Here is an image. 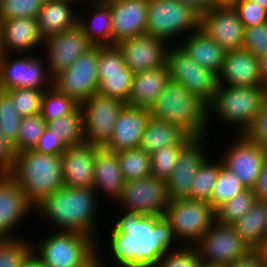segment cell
Instances as JSON below:
<instances>
[{
    "mask_svg": "<svg viewBox=\"0 0 267 267\" xmlns=\"http://www.w3.org/2000/svg\"><path fill=\"white\" fill-rule=\"evenodd\" d=\"M116 218L109 238L114 267H156L161 257L179 248L173 228L164 216H142L123 211ZM176 247V248H173Z\"/></svg>",
    "mask_w": 267,
    "mask_h": 267,
    "instance_id": "cell-1",
    "label": "cell"
},
{
    "mask_svg": "<svg viewBox=\"0 0 267 267\" xmlns=\"http://www.w3.org/2000/svg\"><path fill=\"white\" fill-rule=\"evenodd\" d=\"M98 198L92 188L63 185L34 207L37 215L47 219L57 231L83 233L93 238L98 245L102 234L98 227ZM51 221V222H50ZM99 231V232H98ZM100 233V234H98Z\"/></svg>",
    "mask_w": 267,
    "mask_h": 267,
    "instance_id": "cell-2",
    "label": "cell"
},
{
    "mask_svg": "<svg viewBox=\"0 0 267 267\" xmlns=\"http://www.w3.org/2000/svg\"><path fill=\"white\" fill-rule=\"evenodd\" d=\"M8 174L21 187L33 207L64 185L61 155L24 150L16 153Z\"/></svg>",
    "mask_w": 267,
    "mask_h": 267,
    "instance_id": "cell-3",
    "label": "cell"
},
{
    "mask_svg": "<svg viewBox=\"0 0 267 267\" xmlns=\"http://www.w3.org/2000/svg\"><path fill=\"white\" fill-rule=\"evenodd\" d=\"M149 110L152 118L178 125L193 138L207 136L208 104L177 81L167 82Z\"/></svg>",
    "mask_w": 267,
    "mask_h": 267,
    "instance_id": "cell-4",
    "label": "cell"
},
{
    "mask_svg": "<svg viewBox=\"0 0 267 267\" xmlns=\"http://www.w3.org/2000/svg\"><path fill=\"white\" fill-rule=\"evenodd\" d=\"M266 93L265 86L218 85L213 100L208 104V119L213 118L211 114L215 113L225 124L239 127L237 133L242 135L261 111Z\"/></svg>",
    "mask_w": 267,
    "mask_h": 267,
    "instance_id": "cell-5",
    "label": "cell"
},
{
    "mask_svg": "<svg viewBox=\"0 0 267 267\" xmlns=\"http://www.w3.org/2000/svg\"><path fill=\"white\" fill-rule=\"evenodd\" d=\"M53 232L40 243L32 241V254L43 267H87L96 259L93 238L83 233Z\"/></svg>",
    "mask_w": 267,
    "mask_h": 267,
    "instance_id": "cell-6",
    "label": "cell"
},
{
    "mask_svg": "<svg viewBox=\"0 0 267 267\" xmlns=\"http://www.w3.org/2000/svg\"><path fill=\"white\" fill-rule=\"evenodd\" d=\"M199 23L200 15L181 0H149L146 28L148 35L173 45L175 38H181L182 34L181 39L185 38L199 28Z\"/></svg>",
    "mask_w": 267,
    "mask_h": 267,
    "instance_id": "cell-7",
    "label": "cell"
},
{
    "mask_svg": "<svg viewBox=\"0 0 267 267\" xmlns=\"http://www.w3.org/2000/svg\"><path fill=\"white\" fill-rule=\"evenodd\" d=\"M163 216L175 238L183 246H193L215 221V210L205 201L179 199L169 202Z\"/></svg>",
    "mask_w": 267,
    "mask_h": 267,
    "instance_id": "cell-8",
    "label": "cell"
},
{
    "mask_svg": "<svg viewBox=\"0 0 267 267\" xmlns=\"http://www.w3.org/2000/svg\"><path fill=\"white\" fill-rule=\"evenodd\" d=\"M193 247L198 252L201 262L226 267L252 250L233 225L217 221L213 222Z\"/></svg>",
    "mask_w": 267,
    "mask_h": 267,
    "instance_id": "cell-9",
    "label": "cell"
},
{
    "mask_svg": "<svg viewBox=\"0 0 267 267\" xmlns=\"http://www.w3.org/2000/svg\"><path fill=\"white\" fill-rule=\"evenodd\" d=\"M99 46H93L72 65L53 77V87L81 105L97 93Z\"/></svg>",
    "mask_w": 267,
    "mask_h": 267,
    "instance_id": "cell-10",
    "label": "cell"
},
{
    "mask_svg": "<svg viewBox=\"0 0 267 267\" xmlns=\"http://www.w3.org/2000/svg\"><path fill=\"white\" fill-rule=\"evenodd\" d=\"M18 55L0 56V82L4 91L14 88L47 90L53 87V77L41 57L30 53L27 56Z\"/></svg>",
    "mask_w": 267,
    "mask_h": 267,
    "instance_id": "cell-11",
    "label": "cell"
},
{
    "mask_svg": "<svg viewBox=\"0 0 267 267\" xmlns=\"http://www.w3.org/2000/svg\"><path fill=\"white\" fill-rule=\"evenodd\" d=\"M170 79L186 87L205 103L213 100L217 90V74L198 65L179 45H171L167 54Z\"/></svg>",
    "mask_w": 267,
    "mask_h": 267,
    "instance_id": "cell-12",
    "label": "cell"
},
{
    "mask_svg": "<svg viewBox=\"0 0 267 267\" xmlns=\"http://www.w3.org/2000/svg\"><path fill=\"white\" fill-rule=\"evenodd\" d=\"M126 103L116 98L93 94L81 105L84 141L104 148L110 141L118 114Z\"/></svg>",
    "mask_w": 267,
    "mask_h": 267,
    "instance_id": "cell-13",
    "label": "cell"
},
{
    "mask_svg": "<svg viewBox=\"0 0 267 267\" xmlns=\"http://www.w3.org/2000/svg\"><path fill=\"white\" fill-rule=\"evenodd\" d=\"M127 212L142 216H163L169 205L167 181L149 176L133 181H126L120 197L116 200Z\"/></svg>",
    "mask_w": 267,
    "mask_h": 267,
    "instance_id": "cell-14",
    "label": "cell"
},
{
    "mask_svg": "<svg viewBox=\"0 0 267 267\" xmlns=\"http://www.w3.org/2000/svg\"><path fill=\"white\" fill-rule=\"evenodd\" d=\"M97 92L126 103L133 83L134 72L124 62L120 49L114 46H99Z\"/></svg>",
    "mask_w": 267,
    "mask_h": 267,
    "instance_id": "cell-15",
    "label": "cell"
},
{
    "mask_svg": "<svg viewBox=\"0 0 267 267\" xmlns=\"http://www.w3.org/2000/svg\"><path fill=\"white\" fill-rule=\"evenodd\" d=\"M237 137L220 158L223 166L237 175L246 188L253 189L267 157V149L250 141L244 134Z\"/></svg>",
    "mask_w": 267,
    "mask_h": 267,
    "instance_id": "cell-16",
    "label": "cell"
},
{
    "mask_svg": "<svg viewBox=\"0 0 267 267\" xmlns=\"http://www.w3.org/2000/svg\"><path fill=\"white\" fill-rule=\"evenodd\" d=\"M206 138L207 136L193 138L180 151L175 164V169L166 180L169 201L191 199V184L193 178L197 174L202 162L209 157L205 150V142H207Z\"/></svg>",
    "mask_w": 267,
    "mask_h": 267,
    "instance_id": "cell-17",
    "label": "cell"
},
{
    "mask_svg": "<svg viewBox=\"0 0 267 267\" xmlns=\"http://www.w3.org/2000/svg\"><path fill=\"white\" fill-rule=\"evenodd\" d=\"M43 45L52 77L68 69L79 56L94 46L78 25L47 37Z\"/></svg>",
    "mask_w": 267,
    "mask_h": 267,
    "instance_id": "cell-18",
    "label": "cell"
},
{
    "mask_svg": "<svg viewBox=\"0 0 267 267\" xmlns=\"http://www.w3.org/2000/svg\"><path fill=\"white\" fill-rule=\"evenodd\" d=\"M116 46L122 52L125 65L134 73L167 65L171 47L165 40L146 33L121 41Z\"/></svg>",
    "mask_w": 267,
    "mask_h": 267,
    "instance_id": "cell-19",
    "label": "cell"
},
{
    "mask_svg": "<svg viewBox=\"0 0 267 267\" xmlns=\"http://www.w3.org/2000/svg\"><path fill=\"white\" fill-rule=\"evenodd\" d=\"M199 28L226 51L242 49L244 27L234 6L212 7L200 15Z\"/></svg>",
    "mask_w": 267,
    "mask_h": 267,
    "instance_id": "cell-20",
    "label": "cell"
},
{
    "mask_svg": "<svg viewBox=\"0 0 267 267\" xmlns=\"http://www.w3.org/2000/svg\"><path fill=\"white\" fill-rule=\"evenodd\" d=\"M33 210L15 180L8 173H0V240L19 237L14 233L15 228Z\"/></svg>",
    "mask_w": 267,
    "mask_h": 267,
    "instance_id": "cell-21",
    "label": "cell"
},
{
    "mask_svg": "<svg viewBox=\"0 0 267 267\" xmlns=\"http://www.w3.org/2000/svg\"><path fill=\"white\" fill-rule=\"evenodd\" d=\"M106 1L110 4L112 12V46L146 33L149 0Z\"/></svg>",
    "mask_w": 267,
    "mask_h": 267,
    "instance_id": "cell-22",
    "label": "cell"
},
{
    "mask_svg": "<svg viewBox=\"0 0 267 267\" xmlns=\"http://www.w3.org/2000/svg\"><path fill=\"white\" fill-rule=\"evenodd\" d=\"M217 83L231 87L264 86L259 58L244 49L227 51Z\"/></svg>",
    "mask_w": 267,
    "mask_h": 267,
    "instance_id": "cell-23",
    "label": "cell"
},
{
    "mask_svg": "<svg viewBox=\"0 0 267 267\" xmlns=\"http://www.w3.org/2000/svg\"><path fill=\"white\" fill-rule=\"evenodd\" d=\"M150 118L149 109L125 105L118 114L112 137L104 148L117 153L139 147Z\"/></svg>",
    "mask_w": 267,
    "mask_h": 267,
    "instance_id": "cell-24",
    "label": "cell"
},
{
    "mask_svg": "<svg viewBox=\"0 0 267 267\" xmlns=\"http://www.w3.org/2000/svg\"><path fill=\"white\" fill-rule=\"evenodd\" d=\"M97 148L85 141L66 148L61 154L64 185L92 188Z\"/></svg>",
    "mask_w": 267,
    "mask_h": 267,
    "instance_id": "cell-25",
    "label": "cell"
},
{
    "mask_svg": "<svg viewBox=\"0 0 267 267\" xmlns=\"http://www.w3.org/2000/svg\"><path fill=\"white\" fill-rule=\"evenodd\" d=\"M2 23V54L31 52L38 45L43 46L44 40L39 32L36 18H13L1 20Z\"/></svg>",
    "mask_w": 267,
    "mask_h": 267,
    "instance_id": "cell-26",
    "label": "cell"
},
{
    "mask_svg": "<svg viewBox=\"0 0 267 267\" xmlns=\"http://www.w3.org/2000/svg\"><path fill=\"white\" fill-rule=\"evenodd\" d=\"M124 184L117 153L98 147L92 184V189L97 193L98 198L101 193H104L111 201H116L122 193Z\"/></svg>",
    "mask_w": 267,
    "mask_h": 267,
    "instance_id": "cell-27",
    "label": "cell"
},
{
    "mask_svg": "<svg viewBox=\"0 0 267 267\" xmlns=\"http://www.w3.org/2000/svg\"><path fill=\"white\" fill-rule=\"evenodd\" d=\"M85 6L88 11L78 14V26L94 46H112L114 27L110 4L106 0H93L89 7L87 3Z\"/></svg>",
    "mask_w": 267,
    "mask_h": 267,
    "instance_id": "cell-28",
    "label": "cell"
},
{
    "mask_svg": "<svg viewBox=\"0 0 267 267\" xmlns=\"http://www.w3.org/2000/svg\"><path fill=\"white\" fill-rule=\"evenodd\" d=\"M170 80L167 65L156 69L136 72L127 99L131 107L150 109Z\"/></svg>",
    "mask_w": 267,
    "mask_h": 267,
    "instance_id": "cell-29",
    "label": "cell"
},
{
    "mask_svg": "<svg viewBox=\"0 0 267 267\" xmlns=\"http://www.w3.org/2000/svg\"><path fill=\"white\" fill-rule=\"evenodd\" d=\"M177 42L176 45L179 44L198 65L219 73L227 51L200 28L183 38L182 42Z\"/></svg>",
    "mask_w": 267,
    "mask_h": 267,
    "instance_id": "cell-30",
    "label": "cell"
},
{
    "mask_svg": "<svg viewBox=\"0 0 267 267\" xmlns=\"http://www.w3.org/2000/svg\"><path fill=\"white\" fill-rule=\"evenodd\" d=\"M75 4L65 0H45L38 16L39 32L44 39L78 25Z\"/></svg>",
    "mask_w": 267,
    "mask_h": 267,
    "instance_id": "cell-31",
    "label": "cell"
},
{
    "mask_svg": "<svg viewBox=\"0 0 267 267\" xmlns=\"http://www.w3.org/2000/svg\"><path fill=\"white\" fill-rule=\"evenodd\" d=\"M193 137L178 125L150 118L142 134L140 148L148 154L170 145H187Z\"/></svg>",
    "mask_w": 267,
    "mask_h": 267,
    "instance_id": "cell-32",
    "label": "cell"
},
{
    "mask_svg": "<svg viewBox=\"0 0 267 267\" xmlns=\"http://www.w3.org/2000/svg\"><path fill=\"white\" fill-rule=\"evenodd\" d=\"M233 227L251 249H255L267 237L266 201L257 199Z\"/></svg>",
    "mask_w": 267,
    "mask_h": 267,
    "instance_id": "cell-33",
    "label": "cell"
},
{
    "mask_svg": "<svg viewBox=\"0 0 267 267\" xmlns=\"http://www.w3.org/2000/svg\"><path fill=\"white\" fill-rule=\"evenodd\" d=\"M46 127L60 137L67 147L84 142V122L80 105L70 114L47 121Z\"/></svg>",
    "mask_w": 267,
    "mask_h": 267,
    "instance_id": "cell-34",
    "label": "cell"
},
{
    "mask_svg": "<svg viewBox=\"0 0 267 267\" xmlns=\"http://www.w3.org/2000/svg\"><path fill=\"white\" fill-rule=\"evenodd\" d=\"M124 181H133L152 175L151 157L140 147L117 152Z\"/></svg>",
    "mask_w": 267,
    "mask_h": 267,
    "instance_id": "cell-35",
    "label": "cell"
},
{
    "mask_svg": "<svg viewBox=\"0 0 267 267\" xmlns=\"http://www.w3.org/2000/svg\"><path fill=\"white\" fill-rule=\"evenodd\" d=\"M206 158L199 167V170L191 184V199L199 201H210L214 185L216 183L219 169L223 165L221 158L213 160V158Z\"/></svg>",
    "mask_w": 267,
    "mask_h": 267,
    "instance_id": "cell-36",
    "label": "cell"
},
{
    "mask_svg": "<svg viewBox=\"0 0 267 267\" xmlns=\"http://www.w3.org/2000/svg\"><path fill=\"white\" fill-rule=\"evenodd\" d=\"M257 200L254 190L247 188L215 210V221L233 225L246 214Z\"/></svg>",
    "mask_w": 267,
    "mask_h": 267,
    "instance_id": "cell-37",
    "label": "cell"
},
{
    "mask_svg": "<svg viewBox=\"0 0 267 267\" xmlns=\"http://www.w3.org/2000/svg\"><path fill=\"white\" fill-rule=\"evenodd\" d=\"M245 189L247 188L240 178L222 165L219 169L209 204L216 210Z\"/></svg>",
    "mask_w": 267,
    "mask_h": 267,
    "instance_id": "cell-38",
    "label": "cell"
},
{
    "mask_svg": "<svg viewBox=\"0 0 267 267\" xmlns=\"http://www.w3.org/2000/svg\"><path fill=\"white\" fill-rule=\"evenodd\" d=\"M79 106L72 98L51 87L44 91L40 115L45 121H52L72 113Z\"/></svg>",
    "mask_w": 267,
    "mask_h": 267,
    "instance_id": "cell-39",
    "label": "cell"
},
{
    "mask_svg": "<svg viewBox=\"0 0 267 267\" xmlns=\"http://www.w3.org/2000/svg\"><path fill=\"white\" fill-rule=\"evenodd\" d=\"M46 128V121L40 115L23 117L19 126L16 143L13 145L15 153L33 150Z\"/></svg>",
    "mask_w": 267,
    "mask_h": 267,
    "instance_id": "cell-40",
    "label": "cell"
},
{
    "mask_svg": "<svg viewBox=\"0 0 267 267\" xmlns=\"http://www.w3.org/2000/svg\"><path fill=\"white\" fill-rule=\"evenodd\" d=\"M31 254V240L22 237L0 240V267H21Z\"/></svg>",
    "mask_w": 267,
    "mask_h": 267,
    "instance_id": "cell-41",
    "label": "cell"
},
{
    "mask_svg": "<svg viewBox=\"0 0 267 267\" xmlns=\"http://www.w3.org/2000/svg\"><path fill=\"white\" fill-rule=\"evenodd\" d=\"M45 90L14 88L5 91L21 117L40 114L41 101Z\"/></svg>",
    "mask_w": 267,
    "mask_h": 267,
    "instance_id": "cell-42",
    "label": "cell"
},
{
    "mask_svg": "<svg viewBox=\"0 0 267 267\" xmlns=\"http://www.w3.org/2000/svg\"><path fill=\"white\" fill-rule=\"evenodd\" d=\"M186 145H170L153 152L151 157L152 176L167 180L175 169L178 155Z\"/></svg>",
    "mask_w": 267,
    "mask_h": 267,
    "instance_id": "cell-43",
    "label": "cell"
},
{
    "mask_svg": "<svg viewBox=\"0 0 267 267\" xmlns=\"http://www.w3.org/2000/svg\"><path fill=\"white\" fill-rule=\"evenodd\" d=\"M22 118L4 92L0 97V134L13 145L16 143Z\"/></svg>",
    "mask_w": 267,
    "mask_h": 267,
    "instance_id": "cell-44",
    "label": "cell"
},
{
    "mask_svg": "<svg viewBox=\"0 0 267 267\" xmlns=\"http://www.w3.org/2000/svg\"><path fill=\"white\" fill-rule=\"evenodd\" d=\"M45 0H0V20L36 18Z\"/></svg>",
    "mask_w": 267,
    "mask_h": 267,
    "instance_id": "cell-45",
    "label": "cell"
},
{
    "mask_svg": "<svg viewBox=\"0 0 267 267\" xmlns=\"http://www.w3.org/2000/svg\"><path fill=\"white\" fill-rule=\"evenodd\" d=\"M201 260L193 246H182L176 251L166 252L156 267H199Z\"/></svg>",
    "mask_w": 267,
    "mask_h": 267,
    "instance_id": "cell-46",
    "label": "cell"
},
{
    "mask_svg": "<svg viewBox=\"0 0 267 267\" xmlns=\"http://www.w3.org/2000/svg\"><path fill=\"white\" fill-rule=\"evenodd\" d=\"M242 49L257 58L267 53V23L244 28Z\"/></svg>",
    "mask_w": 267,
    "mask_h": 267,
    "instance_id": "cell-47",
    "label": "cell"
},
{
    "mask_svg": "<svg viewBox=\"0 0 267 267\" xmlns=\"http://www.w3.org/2000/svg\"><path fill=\"white\" fill-rule=\"evenodd\" d=\"M234 8L244 28L267 23V10L250 0H239Z\"/></svg>",
    "mask_w": 267,
    "mask_h": 267,
    "instance_id": "cell-48",
    "label": "cell"
},
{
    "mask_svg": "<svg viewBox=\"0 0 267 267\" xmlns=\"http://www.w3.org/2000/svg\"><path fill=\"white\" fill-rule=\"evenodd\" d=\"M244 135L250 141L267 149V93L261 111L257 114L251 127L244 133Z\"/></svg>",
    "mask_w": 267,
    "mask_h": 267,
    "instance_id": "cell-49",
    "label": "cell"
},
{
    "mask_svg": "<svg viewBox=\"0 0 267 267\" xmlns=\"http://www.w3.org/2000/svg\"><path fill=\"white\" fill-rule=\"evenodd\" d=\"M66 148L67 146L60 140V137L46 127L33 150L40 154L61 155Z\"/></svg>",
    "mask_w": 267,
    "mask_h": 267,
    "instance_id": "cell-50",
    "label": "cell"
},
{
    "mask_svg": "<svg viewBox=\"0 0 267 267\" xmlns=\"http://www.w3.org/2000/svg\"><path fill=\"white\" fill-rule=\"evenodd\" d=\"M13 144L0 134V173H8L15 159Z\"/></svg>",
    "mask_w": 267,
    "mask_h": 267,
    "instance_id": "cell-51",
    "label": "cell"
},
{
    "mask_svg": "<svg viewBox=\"0 0 267 267\" xmlns=\"http://www.w3.org/2000/svg\"><path fill=\"white\" fill-rule=\"evenodd\" d=\"M227 267H264L259 253L252 249L242 258L230 263Z\"/></svg>",
    "mask_w": 267,
    "mask_h": 267,
    "instance_id": "cell-52",
    "label": "cell"
},
{
    "mask_svg": "<svg viewBox=\"0 0 267 267\" xmlns=\"http://www.w3.org/2000/svg\"><path fill=\"white\" fill-rule=\"evenodd\" d=\"M257 199L265 200L267 199V157L263 163L261 173L258 177L256 186L253 188Z\"/></svg>",
    "mask_w": 267,
    "mask_h": 267,
    "instance_id": "cell-53",
    "label": "cell"
},
{
    "mask_svg": "<svg viewBox=\"0 0 267 267\" xmlns=\"http://www.w3.org/2000/svg\"><path fill=\"white\" fill-rule=\"evenodd\" d=\"M181 1L189 5L199 15L206 13L213 7L212 0H181Z\"/></svg>",
    "mask_w": 267,
    "mask_h": 267,
    "instance_id": "cell-54",
    "label": "cell"
},
{
    "mask_svg": "<svg viewBox=\"0 0 267 267\" xmlns=\"http://www.w3.org/2000/svg\"><path fill=\"white\" fill-rule=\"evenodd\" d=\"M261 81L267 87V53L259 58Z\"/></svg>",
    "mask_w": 267,
    "mask_h": 267,
    "instance_id": "cell-55",
    "label": "cell"
},
{
    "mask_svg": "<svg viewBox=\"0 0 267 267\" xmlns=\"http://www.w3.org/2000/svg\"><path fill=\"white\" fill-rule=\"evenodd\" d=\"M261 256L264 267H267V237L255 248Z\"/></svg>",
    "mask_w": 267,
    "mask_h": 267,
    "instance_id": "cell-56",
    "label": "cell"
},
{
    "mask_svg": "<svg viewBox=\"0 0 267 267\" xmlns=\"http://www.w3.org/2000/svg\"><path fill=\"white\" fill-rule=\"evenodd\" d=\"M21 267H43L39 260L31 254L26 261L21 265Z\"/></svg>",
    "mask_w": 267,
    "mask_h": 267,
    "instance_id": "cell-57",
    "label": "cell"
},
{
    "mask_svg": "<svg viewBox=\"0 0 267 267\" xmlns=\"http://www.w3.org/2000/svg\"><path fill=\"white\" fill-rule=\"evenodd\" d=\"M239 0H212L213 7L234 6Z\"/></svg>",
    "mask_w": 267,
    "mask_h": 267,
    "instance_id": "cell-58",
    "label": "cell"
},
{
    "mask_svg": "<svg viewBox=\"0 0 267 267\" xmlns=\"http://www.w3.org/2000/svg\"><path fill=\"white\" fill-rule=\"evenodd\" d=\"M98 244L99 245H96V259L94 260V267H107L104 265L105 261H103V260H105V259H101V257H100L102 253L100 252L98 247L101 245H100V243H98ZM99 252H100V254H99ZM110 267H113V266H110Z\"/></svg>",
    "mask_w": 267,
    "mask_h": 267,
    "instance_id": "cell-59",
    "label": "cell"
},
{
    "mask_svg": "<svg viewBox=\"0 0 267 267\" xmlns=\"http://www.w3.org/2000/svg\"><path fill=\"white\" fill-rule=\"evenodd\" d=\"M267 10V0H250Z\"/></svg>",
    "mask_w": 267,
    "mask_h": 267,
    "instance_id": "cell-60",
    "label": "cell"
},
{
    "mask_svg": "<svg viewBox=\"0 0 267 267\" xmlns=\"http://www.w3.org/2000/svg\"><path fill=\"white\" fill-rule=\"evenodd\" d=\"M199 267H226V266H221V265H213V264H209V263H204L201 262Z\"/></svg>",
    "mask_w": 267,
    "mask_h": 267,
    "instance_id": "cell-61",
    "label": "cell"
},
{
    "mask_svg": "<svg viewBox=\"0 0 267 267\" xmlns=\"http://www.w3.org/2000/svg\"><path fill=\"white\" fill-rule=\"evenodd\" d=\"M1 35H2V23H1V20H0V56L3 53Z\"/></svg>",
    "mask_w": 267,
    "mask_h": 267,
    "instance_id": "cell-62",
    "label": "cell"
},
{
    "mask_svg": "<svg viewBox=\"0 0 267 267\" xmlns=\"http://www.w3.org/2000/svg\"><path fill=\"white\" fill-rule=\"evenodd\" d=\"M65 1H70V2H72V3H74V4H76V3H78L79 1V3L82 5V2H85L84 0H65ZM91 1H93V0H86V2L85 3H89V2H91Z\"/></svg>",
    "mask_w": 267,
    "mask_h": 267,
    "instance_id": "cell-63",
    "label": "cell"
},
{
    "mask_svg": "<svg viewBox=\"0 0 267 267\" xmlns=\"http://www.w3.org/2000/svg\"><path fill=\"white\" fill-rule=\"evenodd\" d=\"M5 91H4V88H3V86H2V84H1V82H0V97L2 96V94L4 93Z\"/></svg>",
    "mask_w": 267,
    "mask_h": 267,
    "instance_id": "cell-64",
    "label": "cell"
},
{
    "mask_svg": "<svg viewBox=\"0 0 267 267\" xmlns=\"http://www.w3.org/2000/svg\"><path fill=\"white\" fill-rule=\"evenodd\" d=\"M87 267H94V261Z\"/></svg>",
    "mask_w": 267,
    "mask_h": 267,
    "instance_id": "cell-65",
    "label": "cell"
}]
</instances>
